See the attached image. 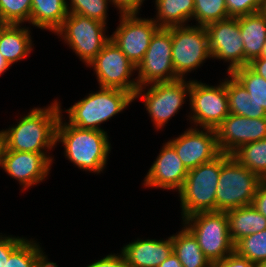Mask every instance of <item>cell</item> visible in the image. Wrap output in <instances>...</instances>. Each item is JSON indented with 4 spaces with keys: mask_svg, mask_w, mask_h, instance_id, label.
I'll return each mask as SVG.
<instances>
[{
    "mask_svg": "<svg viewBox=\"0 0 266 267\" xmlns=\"http://www.w3.org/2000/svg\"><path fill=\"white\" fill-rule=\"evenodd\" d=\"M54 100L47 108H33L17 124L0 131L2 150L47 154L56 146V127L61 103Z\"/></svg>",
    "mask_w": 266,
    "mask_h": 267,
    "instance_id": "1",
    "label": "cell"
},
{
    "mask_svg": "<svg viewBox=\"0 0 266 267\" xmlns=\"http://www.w3.org/2000/svg\"><path fill=\"white\" fill-rule=\"evenodd\" d=\"M56 127V144L62 142L65 157L79 169L100 173L106 167L111 144L106 131L82 129L63 118V109ZM64 119V120H63Z\"/></svg>",
    "mask_w": 266,
    "mask_h": 267,
    "instance_id": "2",
    "label": "cell"
},
{
    "mask_svg": "<svg viewBox=\"0 0 266 267\" xmlns=\"http://www.w3.org/2000/svg\"><path fill=\"white\" fill-rule=\"evenodd\" d=\"M133 101L134 96L125 90L99 87V91L89 93L65 110L69 118L67 123L82 129L104 131L101 124L121 113Z\"/></svg>",
    "mask_w": 266,
    "mask_h": 267,
    "instance_id": "3",
    "label": "cell"
},
{
    "mask_svg": "<svg viewBox=\"0 0 266 267\" xmlns=\"http://www.w3.org/2000/svg\"><path fill=\"white\" fill-rule=\"evenodd\" d=\"M221 153L210 162L189 170L184 185L178 192L182 219L198 213L216 211V188L222 163L229 157Z\"/></svg>",
    "mask_w": 266,
    "mask_h": 267,
    "instance_id": "4",
    "label": "cell"
},
{
    "mask_svg": "<svg viewBox=\"0 0 266 267\" xmlns=\"http://www.w3.org/2000/svg\"><path fill=\"white\" fill-rule=\"evenodd\" d=\"M182 220V224L194 235L210 262L221 260L235 252L226 212H198Z\"/></svg>",
    "mask_w": 266,
    "mask_h": 267,
    "instance_id": "5",
    "label": "cell"
},
{
    "mask_svg": "<svg viewBox=\"0 0 266 267\" xmlns=\"http://www.w3.org/2000/svg\"><path fill=\"white\" fill-rule=\"evenodd\" d=\"M262 179L231 155L222 163L216 188V211L252 205L254 195Z\"/></svg>",
    "mask_w": 266,
    "mask_h": 267,
    "instance_id": "6",
    "label": "cell"
},
{
    "mask_svg": "<svg viewBox=\"0 0 266 267\" xmlns=\"http://www.w3.org/2000/svg\"><path fill=\"white\" fill-rule=\"evenodd\" d=\"M190 88L191 79L189 81L178 79L172 82H155L138 87L134 94V101L139 97L144 101L151 122L158 131L179 112L178 110L186 102L185 99L189 97Z\"/></svg>",
    "mask_w": 266,
    "mask_h": 267,
    "instance_id": "7",
    "label": "cell"
},
{
    "mask_svg": "<svg viewBox=\"0 0 266 267\" xmlns=\"http://www.w3.org/2000/svg\"><path fill=\"white\" fill-rule=\"evenodd\" d=\"M106 24L80 14L68 13L62 25L54 32L87 66L110 40Z\"/></svg>",
    "mask_w": 266,
    "mask_h": 267,
    "instance_id": "8",
    "label": "cell"
},
{
    "mask_svg": "<svg viewBox=\"0 0 266 267\" xmlns=\"http://www.w3.org/2000/svg\"><path fill=\"white\" fill-rule=\"evenodd\" d=\"M190 122L194 127L216 129L230 114L226 78L216 86L191 80L189 92Z\"/></svg>",
    "mask_w": 266,
    "mask_h": 267,
    "instance_id": "9",
    "label": "cell"
},
{
    "mask_svg": "<svg viewBox=\"0 0 266 267\" xmlns=\"http://www.w3.org/2000/svg\"><path fill=\"white\" fill-rule=\"evenodd\" d=\"M208 58L212 57L205 27L189 24L172 27V64L180 79L199 68Z\"/></svg>",
    "mask_w": 266,
    "mask_h": 267,
    "instance_id": "10",
    "label": "cell"
},
{
    "mask_svg": "<svg viewBox=\"0 0 266 267\" xmlns=\"http://www.w3.org/2000/svg\"><path fill=\"white\" fill-rule=\"evenodd\" d=\"M136 79L138 86L155 82H172L180 79L172 64V27L159 28L139 65Z\"/></svg>",
    "mask_w": 266,
    "mask_h": 267,
    "instance_id": "11",
    "label": "cell"
},
{
    "mask_svg": "<svg viewBox=\"0 0 266 267\" xmlns=\"http://www.w3.org/2000/svg\"><path fill=\"white\" fill-rule=\"evenodd\" d=\"M89 66L95 71L99 87L122 89L133 96L139 87L136 78L131 80L136 67L111 39L87 65V67Z\"/></svg>",
    "mask_w": 266,
    "mask_h": 267,
    "instance_id": "12",
    "label": "cell"
},
{
    "mask_svg": "<svg viewBox=\"0 0 266 267\" xmlns=\"http://www.w3.org/2000/svg\"><path fill=\"white\" fill-rule=\"evenodd\" d=\"M138 14H120V23L110 36L135 67L142 61L151 39L160 28L153 18H139Z\"/></svg>",
    "mask_w": 266,
    "mask_h": 267,
    "instance_id": "13",
    "label": "cell"
},
{
    "mask_svg": "<svg viewBox=\"0 0 266 267\" xmlns=\"http://www.w3.org/2000/svg\"><path fill=\"white\" fill-rule=\"evenodd\" d=\"M205 30L212 59L228 62L227 73L244 66V43L238 17L211 23Z\"/></svg>",
    "mask_w": 266,
    "mask_h": 267,
    "instance_id": "14",
    "label": "cell"
},
{
    "mask_svg": "<svg viewBox=\"0 0 266 267\" xmlns=\"http://www.w3.org/2000/svg\"><path fill=\"white\" fill-rule=\"evenodd\" d=\"M202 129L190 127L177 138L168 141L188 170L210 162L221 154L216 131Z\"/></svg>",
    "mask_w": 266,
    "mask_h": 267,
    "instance_id": "15",
    "label": "cell"
},
{
    "mask_svg": "<svg viewBox=\"0 0 266 267\" xmlns=\"http://www.w3.org/2000/svg\"><path fill=\"white\" fill-rule=\"evenodd\" d=\"M53 158L42 153L2 150L0 167L17 180L23 190L45 180L51 170Z\"/></svg>",
    "mask_w": 266,
    "mask_h": 267,
    "instance_id": "16",
    "label": "cell"
},
{
    "mask_svg": "<svg viewBox=\"0 0 266 267\" xmlns=\"http://www.w3.org/2000/svg\"><path fill=\"white\" fill-rule=\"evenodd\" d=\"M215 131L221 153L231 155L242 145L266 138V117L254 119L229 114Z\"/></svg>",
    "mask_w": 266,
    "mask_h": 267,
    "instance_id": "17",
    "label": "cell"
},
{
    "mask_svg": "<svg viewBox=\"0 0 266 267\" xmlns=\"http://www.w3.org/2000/svg\"><path fill=\"white\" fill-rule=\"evenodd\" d=\"M189 170L185 167L174 147L166 142L156 160L147 172L143 185L148 188H162L179 192Z\"/></svg>",
    "mask_w": 266,
    "mask_h": 267,
    "instance_id": "18",
    "label": "cell"
},
{
    "mask_svg": "<svg viewBox=\"0 0 266 267\" xmlns=\"http://www.w3.org/2000/svg\"><path fill=\"white\" fill-rule=\"evenodd\" d=\"M128 267H158L173 252L172 236L168 239H140L121 248Z\"/></svg>",
    "mask_w": 266,
    "mask_h": 267,
    "instance_id": "19",
    "label": "cell"
},
{
    "mask_svg": "<svg viewBox=\"0 0 266 267\" xmlns=\"http://www.w3.org/2000/svg\"><path fill=\"white\" fill-rule=\"evenodd\" d=\"M21 26L0 22V53L10 66L29 56L33 49L29 27Z\"/></svg>",
    "mask_w": 266,
    "mask_h": 267,
    "instance_id": "20",
    "label": "cell"
},
{
    "mask_svg": "<svg viewBox=\"0 0 266 267\" xmlns=\"http://www.w3.org/2000/svg\"><path fill=\"white\" fill-rule=\"evenodd\" d=\"M240 34L244 43V66L261 56L266 41V13H257L238 17Z\"/></svg>",
    "mask_w": 266,
    "mask_h": 267,
    "instance_id": "21",
    "label": "cell"
},
{
    "mask_svg": "<svg viewBox=\"0 0 266 267\" xmlns=\"http://www.w3.org/2000/svg\"><path fill=\"white\" fill-rule=\"evenodd\" d=\"M226 213L230 237L234 244L245 236L266 229V217L252 205L238 207Z\"/></svg>",
    "mask_w": 266,
    "mask_h": 267,
    "instance_id": "22",
    "label": "cell"
},
{
    "mask_svg": "<svg viewBox=\"0 0 266 267\" xmlns=\"http://www.w3.org/2000/svg\"><path fill=\"white\" fill-rule=\"evenodd\" d=\"M68 15L66 0H32L30 24L54 33Z\"/></svg>",
    "mask_w": 266,
    "mask_h": 267,
    "instance_id": "23",
    "label": "cell"
},
{
    "mask_svg": "<svg viewBox=\"0 0 266 267\" xmlns=\"http://www.w3.org/2000/svg\"><path fill=\"white\" fill-rule=\"evenodd\" d=\"M156 18L160 28L187 25L193 19L194 0H155Z\"/></svg>",
    "mask_w": 266,
    "mask_h": 267,
    "instance_id": "24",
    "label": "cell"
},
{
    "mask_svg": "<svg viewBox=\"0 0 266 267\" xmlns=\"http://www.w3.org/2000/svg\"><path fill=\"white\" fill-rule=\"evenodd\" d=\"M172 235L173 252L183 267H211L194 235L183 225L181 231Z\"/></svg>",
    "mask_w": 266,
    "mask_h": 267,
    "instance_id": "25",
    "label": "cell"
},
{
    "mask_svg": "<svg viewBox=\"0 0 266 267\" xmlns=\"http://www.w3.org/2000/svg\"><path fill=\"white\" fill-rule=\"evenodd\" d=\"M228 75L226 78V92L230 114L254 119L265 118L266 111L251 102V96L243 85L231 73H228Z\"/></svg>",
    "mask_w": 266,
    "mask_h": 267,
    "instance_id": "26",
    "label": "cell"
},
{
    "mask_svg": "<svg viewBox=\"0 0 266 267\" xmlns=\"http://www.w3.org/2000/svg\"><path fill=\"white\" fill-rule=\"evenodd\" d=\"M44 253L39 243L26 238L10 254L5 267H50L53 262Z\"/></svg>",
    "mask_w": 266,
    "mask_h": 267,
    "instance_id": "27",
    "label": "cell"
},
{
    "mask_svg": "<svg viewBox=\"0 0 266 267\" xmlns=\"http://www.w3.org/2000/svg\"><path fill=\"white\" fill-rule=\"evenodd\" d=\"M231 156L262 180H266V138L240 146Z\"/></svg>",
    "mask_w": 266,
    "mask_h": 267,
    "instance_id": "28",
    "label": "cell"
},
{
    "mask_svg": "<svg viewBox=\"0 0 266 267\" xmlns=\"http://www.w3.org/2000/svg\"><path fill=\"white\" fill-rule=\"evenodd\" d=\"M231 74L248 91L251 102L266 111V80L248 65L233 70Z\"/></svg>",
    "mask_w": 266,
    "mask_h": 267,
    "instance_id": "29",
    "label": "cell"
},
{
    "mask_svg": "<svg viewBox=\"0 0 266 267\" xmlns=\"http://www.w3.org/2000/svg\"><path fill=\"white\" fill-rule=\"evenodd\" d=\"M230 18L225 0H194L193 19L196 25H207Z\"/></svg>",
    "mask_w": 266,
    "mask_h": 267,
    "instance_id": "30",
    "label": "cell"
},
{
    "mask_svg": "<svg viewBox=\"0 0 266 267\" xmlns=\"http://www.w3.org/2000/svg\"><path fill=\"white\" fill-rule=\"evenodd\" d=\"M235 252L256 266L266 260V229L243 237L235 244Z\"/></svg>",
    "mask_w": 266,
    "mask_h": 267,
    "instance_id": "31",
    "label": "cell"
},
{
    "mask_svg": "<svg viewBox=\"0 0 266 267\" xmlns=\"http://www.w3.org/2000/svg\"><path fill=\"white\" fill-rule=\"evenodd\" d=\"M32 0H0V22L3 24L30 23Z\"/></svg>",
    "mask_w": 266,
    "mask_h": 267,
    "instance_id": "32",
    "label": "cell"
},
{
    "mask_svg": "<svg viewBox=\"0 0 266 267\" xmlns=\"http://www.w3.org/2000/svg\"><path fill=\"white\" fill-rule=\"evenodd\" d=\"M67 1L68 13L80 14L90 19L98 20L107 24L108 3L112 0H69ZM70 5V6H69Z\"/></svg>",
    "mask_w": 266,
    "mask_h": 267,
    "instance_id": "33",
    "label": "cell"
},
{
    "mask_svg": "<svg viewBox=\"0 0 266 267\" xmlns=\"http://www.w3.org/2000/svg\"><path fill=\"white\" fill-rule=\"evenodd\" d=\"M229 17L237 18L264 10L261 0H225Z\"/></svg>",
    "mask_w": 266,
    "mask_h": 267,
    "instance_id": "34",
    "label": "cell"
},
{
    "mask_svg": "<svg viewBox=\"0 0 266 267\" xmlns=\"http://www.w3.org/2000/svg\"><path fill=\"white\" fill-rule=\"evenodd\" d=\"M4 235H0V267L6 266V260H8L10 254L26 239Z\"/></svg>",
    "mask_w": 266,
    "mask_h": 267,
    "instance_id": "35",
    "label": "cell"
},
{
    "mask_svg": "<svg viewBox=\"0 0 266 267\" xmlns=\"http://www.w3.org/2000/svg\"><path fill=\"white\" fill-rule=\"evenodd\" d=\"M211 267H256V265L233 252L221 260L211 262Z\"/></svg>",
    "mask_w": 266,
    "mask_h": 267,
    "instance_id": "36",
    "label": "cell"
},
{
    "mask_svg": "<svg viewBox=\"0 0 266 267\" xmlns=\"http://www.w3.org/2000/svg\"><path fill=\"white\" fill-rule=\"evenodd\" d=\"M86 267H128V265L124 255L120 252V254L111 253Z\"/></svg>",
    "mask_w": 266,
    "mask_h": 267,
    "instance_id": "37",
    "label": "cell"
},
{
    "mask_svg": "<svg viewBox=\"0 0 266 267\" xmlns=\"http://www.w3.org/2000/svg\"><path fill=\"white\" fill-rule=\"evenodd\" d=\"M145 0H112L120 14H138Z\"/></svg>",
    "mask_w": 266,
    "mask_h": 267,
    "instance_id": "38",
    "label": "cell"
},
{
    "mask_svg": "<svg viewBox=\"0 0 266 267\" xmlns=\"http://www.w3.org/2000/svg\"><path fill=\"white\" fill-rule=\"evenodd\" d=\"M252 206L266 217V180H262L254 195Z\"/></svg>",
    "mask_w": 266,
    "mask_h": 267,
    "instance_id": "39",
    "label": "cell"
},
{
    "mask_svg": "<svg viewBox=\"0 0 266 267\" xmlns=\"http://www.w3.org/2000/svg\"><path fill=\"white\" fill-rule=\"evenodd\" d=\"M248 66L258 75L266 80V57L253 59Z\"/></svg>",
    "mask_w": 266,
    "mask_h": 267,
    "instance_id": "40",
    "label": "cell"
},
{
    "mask_svg": "<svg viewBox=\"0 0 266 267\" xmlns=\"http://www.w3.org/2000/svg\"><path fill=\"white\" fill-rule=\"evenodd\" d=\"M158 267H183L178 257L172 252L169 257L163 261Z\"/></svg>",
    "mask_w": 266,
    "mask_h": 267,
    "instance_id": "41",
    "label": "cell"
},
{
    "mask_svg": "<svg viewBox=\"0 0 266 267\" xmlns=\"http://www.w3.org/2000/svg\"><path fill=\"white\" fill-rule=\"evenodd\" d=\"M11 67L0 53V75L6 72Z\"/></svg>",
    "mask_w": 266,
    "mask_h": 267,
    "instance_id": "42",
    "label": "cell"
},
{
    "mask_svg": "<svg viewBox=\"0 0 266 267\" xmlns=\"http://www.w3.org/2000/svg\"><path fill=\"white\" fill-rule=\"evenodd\" d=\"M260 57H266V41L263 45V48H262V52H261V56Z\"/></svg>",
    "mask_w": 266,
    "mask_h": 267,
    "instance_id": "43",
    "label": "cell"
},
{
    "mask_svg": "<svg viewBox=\"0 0 266 267\" xmlns=\"http://www.w3.org/2000/svg\"><path fill=\"white\" fill-rule=\"evenodd\" d=\"M256 267H266V260L260 264H258Z\"/></svg>",
    "mask_w": 266,
    "mask_h": 267,
    "instance_id": "44",
    "label": "cell"
},
{
    "mask_svg": "<svg viewBox=\"0 0 266 267\" xmlns=\"http://www.w3.org/2000/svg\"><path fill=\"white\" fill-rule=\"evenodd\" d=\"M2 148H3V145H2L1 138H0V162H1V151H2Z\"/></svg>",
    "mask_w": 266,
    "mask_h": 267,
    "instance_id": "45",
    "label": "cell"
},
{
    "mask_svg": "<svg viewBox=\"0 0 266 267\" xmlns=\"http://www.w3.org/2000/svg\"><path fill=\"white\" fill-rule=\"evenodd\" d=\"M50 267H58V265L56 263H52V265Z\"/></svg>",
    "mask_w": 266,
    "mask_h": 267,
    "instance_id": "46",
    "label": "cell"
},
{
    "mask_svg": "<svg viewBox=\"0 0 266 267\" xmlns=\"http://www.w3.org/2000/svg\"><path fill=\"white\" fill-rule=\"evenodd\" d=\"M261 2H262L264 5H266V0H261Z\"/></svg>",
    "mask_w": 266,
    "mask_h": 267,
    "instance_id": "47",
    "label": "cell"
}]
</instances>
